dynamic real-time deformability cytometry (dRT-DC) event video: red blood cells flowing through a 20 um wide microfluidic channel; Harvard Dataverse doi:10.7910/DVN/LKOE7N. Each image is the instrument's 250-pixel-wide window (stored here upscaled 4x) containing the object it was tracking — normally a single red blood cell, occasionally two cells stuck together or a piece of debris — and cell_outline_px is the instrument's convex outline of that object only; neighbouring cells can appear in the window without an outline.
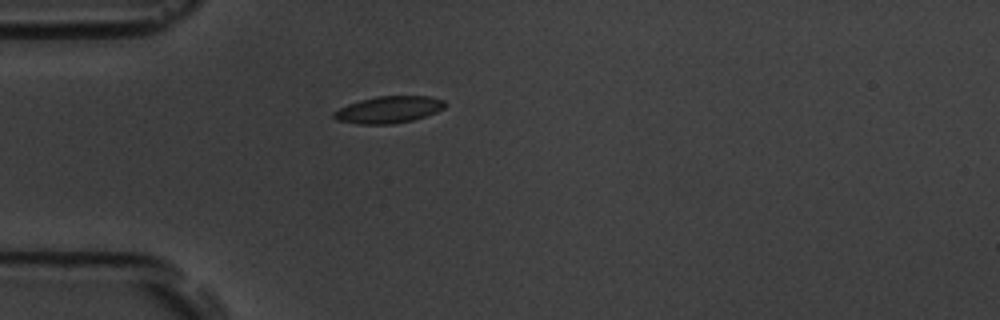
{"species": "common noctule bat (a hibernating species)", "species_latin": "Nyctalus noctula", "temperature_condition": "room temperature", "stored_images_in_passage": 4, "camera_frame_rate_fps": 3000, "um_per_image_px": 0.085, "animal": {"sex": "male", "body_mass_g": 19.5, "forearm_length_mm": 54.6}, "frame": {"image": 1, "passage_image": 2, "time_ms": 0.333, "image_size_px": [1000, 320], "cell_outline_px": [[448, 104], [444, 108], [436, 112], [412, 120], [392, 124], [360, 124], [336, 120], [332, 116], [332, 112], [348, 104], [360, 100], [376, 96], [428, 96], [444, 100]], "centroid_in_image_um": [33.03, 9.31], "position_along_channel_um": 52.0, "area_um2": 17.4}}
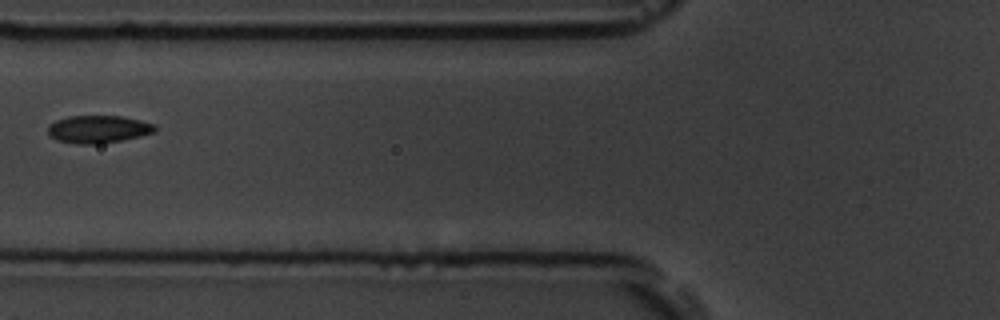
{"frame": {"image": 2, "passage_image": 4, "time_ms": 1.0, "image_size_px": [1000, 320], "cell_outline_px": [[156, 132], [140, 136], [120, 140], [96, 144], [76, 144], [56, 140], [48, 132], [48, 124], [56, 120], [68, 116], [120, 116], [140, 120], [156, 124]], "centroid_in_image_um": [8.35, 10.98], "position_along_channel_um": 117.4, "area_um2": 17.22}}